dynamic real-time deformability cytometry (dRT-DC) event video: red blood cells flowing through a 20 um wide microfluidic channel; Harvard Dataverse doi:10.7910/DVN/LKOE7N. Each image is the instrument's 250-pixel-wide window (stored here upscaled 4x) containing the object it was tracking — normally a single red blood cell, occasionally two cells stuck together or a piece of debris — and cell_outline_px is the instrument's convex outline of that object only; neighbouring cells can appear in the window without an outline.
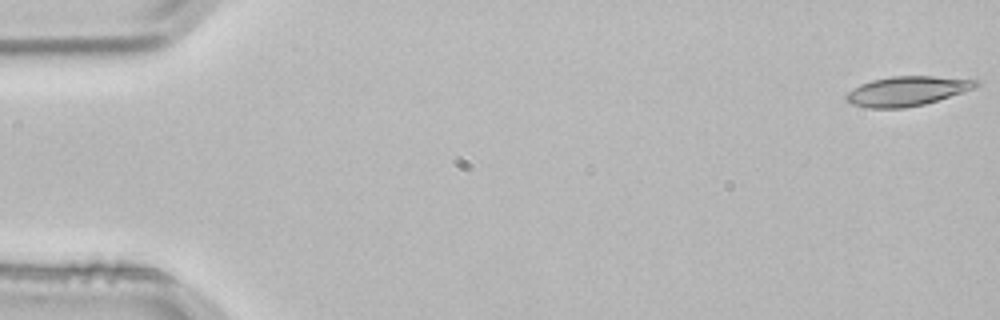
{"species": "common noctule bat (a hibernating species)", "species_latin": "Nyctalus noctula", "temperature_condition": "room temperature", "stored_images_in_passage": 3, "camera_frame_rate_fps": 3000, "um_per_image_px": 0.085, "animal": {"sex": "male", "body_mass_g": 21.5, "forearm_length_mm": 52.0}, "frame": {"image": 1, "passage_image": 1, "time_ms": 0.0, "image_size_px": [1000, 320], "cell_outline_px": [[980, 84], [964, 92], [924, 104], [904, 108], [868, 108], [852, 104], [844, 96], [852, 88], [860, 84], [872, 80], [892, 76], [932, 76], [980, 80]], "centroid_in_image_um": [77.09, 7.74], "position_along_channel_um": 7.9, "area_um2": 22.25}}